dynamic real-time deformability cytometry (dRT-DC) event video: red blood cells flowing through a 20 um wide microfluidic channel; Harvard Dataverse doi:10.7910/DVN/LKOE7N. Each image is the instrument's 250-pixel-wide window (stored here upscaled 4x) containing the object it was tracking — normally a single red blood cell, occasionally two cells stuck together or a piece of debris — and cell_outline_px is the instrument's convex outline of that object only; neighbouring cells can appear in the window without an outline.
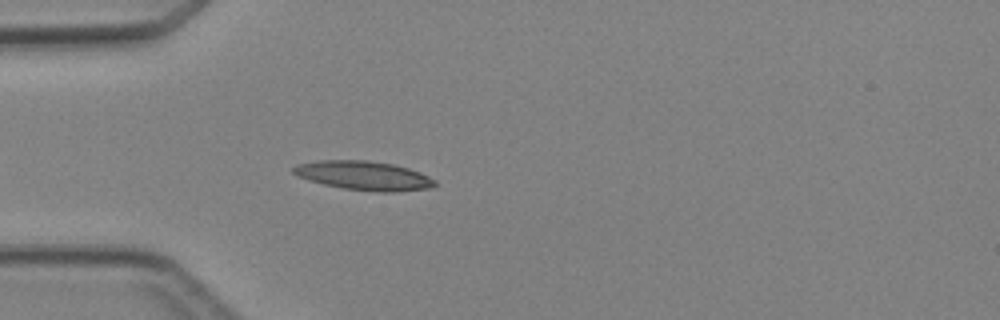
{"species": "Egyptian fruit bat (a non-hibernating species)", "species_latin": "Rousettus aegyptiacus", "temperature_condition": "cold", "stored_images_in_passage": 2, "camera_frame_rate_fps": 3000, "um_per_image_px": 0.085, "animal": {"sex": "female"}, "frame": {"image": 1, "passage_image": 2, "time_ms": 1.0, "image_size_px": [1000, 320], "cell_outline_px": [[436, 184], [432, 188], [396, 192], [376, 192], [344, 188], [324, 184], [300, 176], [292, 172], [292, 168], [296, 164], [320, 160], [368, 160], [392, 164], [408, 168], [420, 172], [436, 180]], "centroid_in_image_um": [30.97, 14.92], "position_along_channel_um": 54.0, "area_um2": 23.87}}